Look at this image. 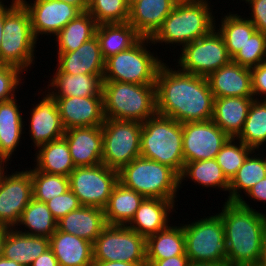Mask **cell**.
Listing matches in <instances>:
<instances>
[{"mask_svg": "<svg viewBox=\"0 0 266 266\" xmlns=\"http://www.w3.org/2000/svg\"><path fill=\"white\" fill-rule=\"evenodd\" d=\"M162 63L156 76L157 114L183 123L212 119L213 93L206 77Z\"/></svg>", "mask_w": 266, "mask_h": 266, "instance_id": "1", "label": "cell"}, {"mask_svg": "<svg viewBox=\"0 0 266 266\" xmlns=\"http://www.w3.org/2000/svg\"><path fill=\"white\" fill-rule=\"evenodd\" d=\"M227 242L229 266H258L266 233V214L253 209L244 200L223 204L218 213Z\"/></svg>", "mask_w": 266, "mask_h": 266, "instance_id": "2", "label": "cell"}, {"mask_svg": "<svg viewBox=\"0 0 266 266\" xmlns=\"http://www.w3.org/2000/svg\"><path fill=\"white\" fill-rule=\"evenodd\" d=\"M208 2V0H179L151 38L153 45L165 43L169 46L172 44V47L173 44L183 47L209 33L217 26L215 22L218 19L213 16L211 3Z\"/></svg>", "mask_w": 266, "mask_h": 266, "instance_id": "3", "label": "cell"}, {"mask_svg": "<svg viewBox=\"0 0 266 266\" xmlns=\"http://www.w3.org/2000/svg\"><path fill=\"white\" fill-rule=\"evenodd\" d=\"M104 117L143 123L157 114L155 84L103 82Z\"/></svg>", "mask_w": 266, "mask_h": 266, "instance_id": "4", "label": "cell"}, {"mask_svg": "<svg viewBox=\"0 0 266 266\" xmlns=\"http://www.w3.org/2000/svg\"><path fill=\"white\" fill-rule=\"evenodd\" d=\"M4 4L3 38L0 44V65H12L30 71L35 63L37 40L31 28L30 15L19 0ZM29 67V68H28Z\"/></svg>", "mask_w": 266, "mask_h": 266, "instance_id": "5", "label": "cell"}, {"mask_svg": "<svg viewBox=\"0 0 266 266\" xmlns=\"http://www.w3.org/2000/svg\"><path fill=\"white\" fill-rule=\"evenodd\" d=\"M182 138L180 122L156 114L142 123L140 155L167 165L180 175L185 164Z\"/></svg>", "mask_w": 266, "mask_h": 266, "instance_id": "6", "label": "cell"}, {"mask_svg": "<svg viewBox=\"0 0 266 266\" xmlns=\"http://www.w3.org/2000/svg\"><path fill=\"white\" fill-rule=\"evenodd\" d=\"M118 181L144 198L177 202L180 175L167 165L139 156L118 172Z\"/></svg>", "mask_w": 266, "mask_h": 266, "instance_id": "7", "label": "cell"}, {"mask_svg": "<svg viewBox=\"0 0 266 266\" xmlns=\"http://www.w3.org/2000/svg\"><path fill=\"white\" fill-rule=\"evenodd\" d=\"M151 38H141L134 46L105 60L103 81L155 84L162 58L150 52ZM161 59V60H160Z\"/></svg>", "mask_w": 266, "mask_h": 266, "instance_id": "8", "label": "cell"}, {"mask_svg": "<svg viewBox=\"0 0 266 266\" xmlns=\"http://www.w3.org/2000/svg\"><path fill=\"white\" fill-rule=\"evenodd\" d=\"M183 232L189 261L227 263V242L218 213L183 224Z\"/></svg>", "mask_w": 266, "mask_h": 266, "instance_id": "9", "label": "cell"}, {"mask_svg": "<svg viewBox=\"0 0 266 266\" xmlns=\"http://www.w3.org/2000/svg\"><path fill=\"white\" fill-rule=\"evenodd\" d=\"M142 123L105 118L102 124V163L120 171L140 155Z\"/></svg>", "mask_w": 266, "mask_h": 266, "instance_id": "10", "label": "cell"}, {"mask_svg": "<svg viewBox=\"0 0 266 266\" xmlns=\"http://www.w3.org/2000/svg\"><path fill=\"white\" fill-rule=\"evenodd\" d=\"M178 55L181 71L208 77L220 67L232 61L221 33L214 27L203 37L184 45Z\"/></svg>", "mask_w": 266, "mask_h": 266, "instance_id": "11", "label": "cell"}, {"mask_svg": "<svg viewBox=\"0 0 266 266\" xmlns=\"http://www.w3.org/2000/svg\"><path fill=\"white\" fill-rule=\"evenodd\" d=\"M93 261L147 263L146 238L123 225H107L93 243Z\"/></svg>", "mask_w": 266, "mask_h": 266, "instance_id": "12", "label": "cell"}, {"mask_svg": "<svg viewBox=\"0 0 266 266\" xmlns=\"http://www.w3.org/2000/svg\"><path fill=\"white\" fill-rule=\"evenodd\" d=\"M69 182L70 190L82 206L104 209L118 182V171L103 163L91 167H75L69 175Z\"/></svg>", "mask_w": 266, "mask_h": 266, "instance_id": "13", "label": "cell"}, {"mask_svg": "<svg viewBox=\"0 0 266 266\" xmlns=\"http://www.w3.org/2000/svg\"><path fill=\"white\" fill-rule=\"evenodd\" d=\"M6 167L0 169V225L15 228L33 198L32 177L29 168L7 174Z\"/></svg>", "mask_w": 266, "mask_h": 266, "instance_id": "14", "label": "cell"}, {"mask_svg": "<svg viewBox=\"0 0 266 266\" xmlns=\"http://www.w3.org/2000/svg\"><path fill=\"white\" fill-rule=\"evenodd\" d=\"M184 162L216 158L230 137L212 120L182 124Z\"/></svg>", "mask_w": 266, "mask_h": 266, "instance_id": "15", "label": "cell"}, {"mask_svg": "<svg viewBox=\"0 0 266 266\" xmlns=\"http://www.w3.org/2000/svg\"><path fill=\"white\" fill-rule=\"evenodd\" d=\"M19 1L30 15L32 32L37 41L40 35L55 37L68 22L82 14L77 7L62 0H33V3Z\"/></svg>", "mask_w": 266, "mask_h": 266, "instance_id": "16", "label": "cell"}, {"mask_svg": "<svg viewBox=\"0 0 266 266\" xmlns=\"http://www.w3.org/2000/svg\"><path fill=\"white\" fill-rule=\"evenodd\" d=\"M47 93L38 104L33 105V108L30 109L29 137L31 136L36 149L48 142L62 138L66 130L55 98L49 92Z\"/></svg>", "mask_w": 266, "mask_h": 266, "instance_id": "17", "label": "cell"}, {"mask_svg": "<svg viewBox=\"0 0 266 266\" xmlns=\"http://www.w3.org/2000/svg\"><path fill=\"white\" fill-rule=\"evenodd\" d=\"M64 128L102 126L105 117L103 97L55 98Z\"/></svg>", "mask_w": 266, "mask_h": 266, "instance_id": "18", "label": "cell"}, {"mask_svg": "<svg viewBox=\"0 0 266 266\" xmlns=\"http://www.w3.org/2000/svg\"><path fill=\"white\" fill-rule=\"evenodd\" d=\"M63 137L75 167H91L102 163V126L70 128L65 130Z\"/></svg>", "mask_w": 266, "mask_h": 266, "instance_id": "19", "label": "cell"}, {"mask_svg": "<svg viewBox=\"0 0 266 266\" xmlns=\"http://www.w3.org/2000/svg\"><path fill=\"white\" fill-rule=\"evenodd\" d=\"M55 73L104 75L105 59L96 35L73 52H57Z\"/></svg>", "mask_w": 266, "mask_h": 266, "instance_id": "20", "label": "cell"}, {"mask_svg": "<svg viewBox=\"0 0 266 266\" xmlns=\"http://www.w3.org/2000/svg\"><path fill=\"white\" fill-rule=\"evenodd\" d=\"M213 97H254L251 72L231 61L207 77Z\"/></svg>", "mask_w": 266, "mask_h": 266, "instance_id": "21", "label": "cell"}, {"mask_svg": "<svg viewBox=\"0 0 266 266\" xmlns=\"http://www.w3.org/2000/svg\"><path fill=\"white\" fill-rule=\"evenodd\" d=\"M174 210L175 203L172 200L144 198L126 226L147 238L165 229L170 224L169 216Z\"/></svg>", "mask_w": 266, "mask_h": 266, "instance_id": "22", "label": "cell"}, {"mask_svg": "<svg viewBox=\"0 0 266 266\" xmlns=\"http://www.w3.org/2000/svg\"><path fill=\"white\" fill-rule=\"evenodd\" d=\"M179 0H138L130 6L128 23L142 38H152Z\"/></svg>", "mask_w": 266, "mask_h": 266, "instance_id": "23", "label": "cell"}, {"mask_svg": "<svg viewBox=\"0 0 266 266\" xmlns=\"http://www.w3.org/2000/svg\"><path fill=\"white\" fill-rule=\"evenodd\" d=\"M19 107L16 97L0 102V163L4 165L12 161L10 159L25 133V119Z\"/></svg>", "mask_w": 266, "mask_h": 266, "instance_id": "24", "label": "cell"}, {"mask_svg": "<svg viewBox=\"0 0 266 266\" xmlns=\"http://www.w3.org/2000/svg\"><path fill=\"white\" fill-rule=\"evenodd\" d=\"M107 226L104 209L81 206L57 221V229L85 239L92 244Z\"/></svg>", "mask_w": 266, "mask_h": 266, "instance_id": "25", "label": "cell"}, {"mask_svg": "<svg viewBox=\"0 0 266 266\" xmlns=\"http://www.w3.org/2000/svg\"><path fill=\"white\" fill-rule=\"evenodd\" d=\"M254 97H217L213 102L212 121L230 138L242 132Z\"/></svg>", "mask_w": 266, "mask_h": 266, "instance_id": "26", "label": "cell"}, {"mask_svg": "<svg viewBox=\"0 0 266 266\" xmlns=\"http://www.w3.org/2000/svg\"><path fill=\"white\" fill-rule=\"evenodd\" d=\"M52 77L45 92L54 98L103 97V75L53 73Z\"/></svg>", "mask_w": 266, "mask_h": 266, "instance_id": "27", "label": "cell"}, {"mask_svg": "<svg viewBox=\"0 0 266 266\" xmlns=\"http://www.w3.org/2000/svg\"><path fill=\"white\" fill-rule=\"evenodd\" d=\"M50 239V248L59 266H92L93 244L76 235L58 229Z\"/></svg>", "mask_w": 266, "mask_h": 266, "instance_id": "28", "label": "cell"}, {"mask_svg": "<svg viewBox=\"0 0 266 266\" xmlns=\"http://www.w3.org/2000/svg\"><path fill=\"white\" fill-rule=\"evenodd\" d=\"M49 248V238L26 235L10 228L3 243L2 256L24 266H30Z\"/></svg>", "mask_w": 266, "mask_h": 266, "instance_id": "29", "label": "cell"}, {"mask_svg": "<svg viewBox=\"0 0 266 266\" xmlns=\"http://www.w3.org/2000/svg\"><path fill=\"white\" fill-rule=\"evenodd\" d=\"M95 35L105 60L130 49L142 38L128 22L98 24Z\"/></svg>", "mask_w": 266, "mask_h": 266, "instance_id": "30", "label": "cell"}, {"mask_svg": "<svg viewBox=\"0 0 266 266\" xmlns=\"http://www.w3.org/2000/svg\"><path fill=\"white\" fill-rule=\"evenodd\" d=\"M144 197L125 187L119 181L112 189L108 204L104 208L107 225L126 226L133 218Z\"/></svg>", "mask_w": 266, "mask_h": 266, "instance_id": "31", "label": "cell"}, {"mask_svg": "<svg viewBox=\"0 0 266 266\" xmlns=\"http://www.w3.org/2000/svg\"><path fill=\"white\" fill-rule=\"evenodd\" d=\"M34 155V168L37 171L69 177L75 169L64 137L39 146Z\"/></svg>", "mask_w": 266, "mask_h": 266, "instance_id": "32", "label": "cell"}, {"mask_svg": "<svg viewBox=\"0 0 266 266\" xmlns=\"http://www.w3.org/2000/svg\"><path fill=\"white\" fill-rule=\"evenodd\" d=\"M172 225L146 238V260H163L186 255L183 224Z\"/></svg>", "mask_w": 266, "mask_h": 266, "instance_id": "33", "label": "cell"}, {"mask_svg": "<svg viewBox=\"0 0 266 266\" xmlns=\"http://www.w3.org/2000/svg\"><path fill=\"white\" fill-rule=\"evenodd\" d=\"M255 151L247 157L244 164L229 181V196L225 201L239 202L243 198V194L241 195L242 191L246 195L253 185L266 177L264 154L260 157V150H257L258 154Z\"/></svg>", "mask_w": 266, "mask_h": 266, "instance_id": "34", "label": "cell"}, {"mask_svg": "<svg viewBox=\"0 0 266 266\" xmlns=\"http://www.w3.org/2000/svg\"><path fill=\"white\" fill-rule=\"evenodd\" d=\"M21 225L24 226L21 229L22 231L18 227ZM15 229L26 235L50 238L57 230V220L53 217L46 203L32 198L23 210Z\"/></svg>", "mask_w": 266, "mask_h": 266, "instance_id": "35", "label": "cell"}, {"mask_svg": "<svg viewBox=\"0 0 266 266\" xmlns=\"http://www.w3.org/2000/svg\"><path fill=\"white\" fill-rule=\"evenodd\" d=\"M97 23L88 13L83 12L76 19L71 20L55 36L58 52H73L84 42L95 36Z\"/></svg>", "mask_w": 266, "mask_h": 266, "instance_id": "36", "label": "cell"}, {"mask_svg": "<svg viewBox=\"0 0 266 266\" xmlns=\"http://www.w3.org/2000/svg\"><path fill=\"white\" fill-rule=\"evenodd\" d=\"M194 181L202 187L218 188L221 191H229V180L223 174L221 167L215 158L186 162L180 174V188L184 180Z\"/></svg>", "mask_w": 266, "mask_h": 266, "instance_id": "37", "label": "cell"}, {"mask_svg": "<svg viewBox=\"0 0 266 266\" xmlns=\"http://www.w3.org/2000/svg\"><path fill=\"white\" fill-rule=\"evenodd\" d=\"M221 18V24L216 29L221 33L226 49L230 57L233 58L257 29L248 17L243 18L233 12L224 14V17Z\"/></svg>", "mask_w": 266, "mask_h": 266, "instance_id": "38", "label": "cell"}, {"mask_svg": "<svg viewBox=\"0 0 266 266\" xmlns=\"http://www.w3.org/2000/svg\"><path fill=\"white\" fill-rule=\"evenodd\" d=\"M252 149L259 150L266 143V100L253 99L242 132L237 137Z\"/></svg>", "mask_w": 266, "mask_h": 266, "instance_id": "39", "label": "cell"}, {"mask_svg": "<svg viewBox=\"0 0 266 266\" xmlns=\"http://www.w3.org/2000/svg\"><path fill=\"white\" fill-rule=\"evenodd\" d=\"M29 171L32 177L33 198L38 201L46 203L70 190L69 177L67 176L37 171L31 167Z\"/></svg>", "mask_w": 266, "mask_h": 266, "instance_id": "40", "label": "cell"}, {"mask_svg": "<svg viewBox=\"0 0 266 266\" xmlns=\"http://www.w3.org/2000/svg\"><path fill=\"white\" fill-rule=\"evenodd\" d=\"M254 149L237 138H230L216 156L223 174L230 181Z\"/></svg>", "mask_w": 266, "mask_h": 266, "instance_id": "41", "label": "cell"}, {"mask_svg": "<svg viewBox=\"0 0 266 266\" xmlns=\"http://www.w3.org/2000/svg\"><path fill=\"white\" fill-rule=\"evenodd\" d=\"M87 12L97 24L128 22L130 6L127 0H89Z\"/></svg>", "mask_w": 266, "mask_h": 266, "instance_id": "42", "label": "cell"}, {"mask_svg": "<svg viewBox=\"0 0 266 266\" xmlns=\"http://www.w3.org/2000/svg\"><path fill=\"white\" fill-rule=\"evenodd\" d=\"M232 61L249 69L266 62V34L256 30Z\"/></svg>", "mask_w": 266, "mask_h": 266, "instance_id": "43", "label": "cell"}, {"mask_svg": "<svg viewBox=\"0 0 266 266\" xmlns=\"http://www.w3.org/2000/svg\"><path fill=\"white\" fill-rule=\"evenodd\" d=\"M24 71L12 65H0V102L16 97L18 86L21 87Z\"/></svg>", "mask_w": 266, "mask_h": 266, "instance_id": "44", "label": "cell"}, {"mask_svg": "<svg viewBox=\"0 0 266 266\" xmlns=\"http://www.w3.org/2000/svg\"><path fill=\"white\" fill-rule=\"evenodd\" d=\"M53 217L58 221L71 211L79 209L82 205L71 190L56 196L46 202Z\"/></svg>", "mask_w": 266, "mask_h": 266, "instance_id": "45", "label": "cell"}, {"mask_svg": "<svg viewBox=\"0 0 266 266\" xmlns=\"http://www.w3.org/2000/svg\"><path fill=\"white\" fill-rule=\"evenodd\" d=\"M249 5L251 16L248 18L255 28L266 34V0H242ZM241 2V0H240Z\"/></svg>", "mask_w": 266, "mask_h": 266, "instance_id": "46", "label": "cell"}, {"mask_svg": "<svg viewBox=\"0 0 266 266\" xmlns=\"http://www.w3.org/2000/svg\"><path fill=\"white\" fill-rule=\"evenodd\" d=\"M250 72L254 99L262 100L265 95L264 100H266V62L251 68ZM259 96L260 98H258Z\"/></svg>", "mask_w": 266, "mask_h": 266, "instance_id": "47", "label": "cell"}, {"mask_svg": "<svg viewBox=\"0 0 266 266\" xmlns=\"http://www.w3.org/2000/svg\"><path fill=\"white\" fill-rule=\"evenodd\" d=\"M147 266H188L187 255H177L163 260H146Z\"/></svg>", "mask_w": 266, "mask_h": 266, "instance_id": "48", "label": "cell"}, {"mask_svg": "<svg viewBox=\"0 0 266 266\" xmlns=\"http://www.w3.org/2000/svg\"><path fill=\"white\" fill-rule=\"evenodd\" d=\"M246 196L250 197L253 201L266 202V177L257 182L253 187L246 193Z\"/></svg>", "mask_w": 266, "mask_h": 266, "instance_id": "49", "label": "cell"}, {"mask_svg": "<svg viewBox=\"0 0 266 266\" xmlns=\"http://www.w3.org/2000/svg\"><path fill=\"white\" fill-rule=\"evenodd\" d=\"M30 266H59V263L52 249L49 248L36 258Z\"/></svg>", "mask_w": 266, "mask_h": 266, "instance_id": "50", "label": "cell"}, {"mask_svg": "<svg viewBox=\"0 0 266 266\" xmlns=\"http://www.w3.org/2000/svg\"><path fill=\"white\" fill-rule=\"evenodd\" d=\"M92 266H147V263H129L123 261H93Z\"/></svg>", "mask_w": 266, "mask_h": 266, "instance_id": "51", "label": "cell"}, {"mask_svg": "<svg viewBox=\"0 0 266 266\" xmlns=\"http://www.w3.org/2000/svg\"><path fill=\"white\" fill-rule=\"evenodd\" d=\"M62 1L77 7L82 13L87 12L89 0H62Z\"/></svg>", "mask_w": 266, "mask_h": 266, "instance_id": "52", "label": "cell"}, {"mask_svg": "<svg viewBox=\"0 0 266 266\" xmlns=\"http://www.w3.org/2000/svg\"><path fill=\"white\" fill-rule=\"evenodd\" d=\"M9 229V227L0 225V257L2 256L3 243Z\"/></svg>", "mask_w": 266, "mask_h": 266, "instance_id": "53", "label": "cell"}, {"mask_svg": "<svg viewBox=\"0 0 266 266\" xmlns=\"http://www.w3.org/2000/svg\"><path fill=\"white\" fill-rule=\"evenodd\" d=\"M3 26H4V3L0 2V44L3 38Z\"/></svg>", "mask_w": 266, "mask_h": 266, "instance_id": "54", "label": "cell"}, {"mask_svg": "<svg viewBox=\"0 0 266 266\" xmlns=\"http://www.w3.org/2000/svg\"><path fill=\"white\" fill-rule=\"evenodd\" d=\"M188 266H229L227 263L192 262Z\"/></svg>", "mask_w": 266, "mask_h": 266, "instance_id": "55", "label": "cell"}, {"mask_svg": "<svg viewBox=\"0 0 266 266\" xmlns=\"http://www.w3.org/2000/svg\"><path fill=\"white\" fill-rule=\"evenodd\" d=\"M0 266H24V265L16 263L13 260H9V259L1 256L0 257Z\"/></svg>", "mask_w": 266, "mask_h": 266, "instance_id": "56", "label": "cell"}, {"mask_svg": "<svg viewBox=\"0 0 266 266\" xmlns=\"http://www.w3.org/2000/svg\"><path fill=\"white\" fill-rule=\"evenodd\" d=\"M258 266H266V233L263 240L262 256Z\"/></svg>", "mask_w": 266, "mask_h": 266, "instance_id": "57", "label": "cell"}, {"mask_svg": "<svg viewBox=\"0 0 266 266\" xmlns=\"http://www.w3.org/2000/svg\"><path fill=\"white\" fill-rule=\"evenodd\" d=\"M136 1H138V0H127L129 6H131V5H132L134 2H136Z\"/></svg>", "mask_w": 266, "mask_h": 266, "instance_id": "58", "label": "cell"}, {"mask_svg": "<svg viewBox=\"0 0 266 266\" xmlns=\"http://www.w3.org/2000/svg\"><path fill=\"white\" fill-rule=\"evenodd\" d=\"M4 166V164L0 163V169Z\"/></svg>", "mask_w": 266, "mask_h": 266, "instance_id": "59", "label": "cell"}]
</instances>
